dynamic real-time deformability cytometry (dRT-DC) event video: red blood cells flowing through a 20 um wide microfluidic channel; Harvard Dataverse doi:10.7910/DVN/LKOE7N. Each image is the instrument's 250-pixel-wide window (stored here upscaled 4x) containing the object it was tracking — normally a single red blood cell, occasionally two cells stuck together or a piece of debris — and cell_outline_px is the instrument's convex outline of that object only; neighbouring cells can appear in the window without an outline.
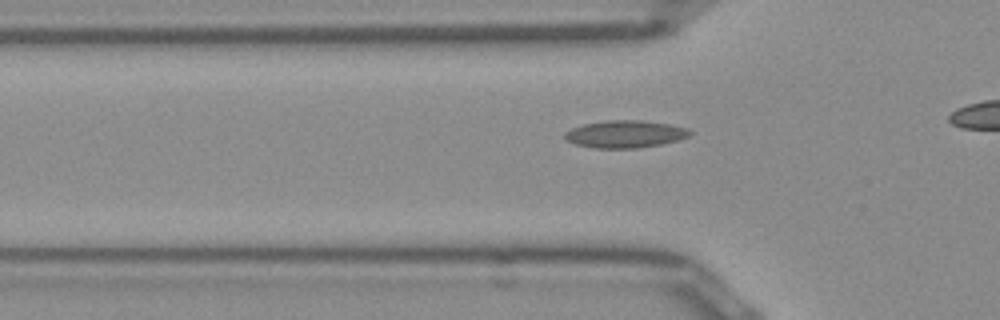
{"species": "Egyptian fruit bat (a non-hibernating species)", "species_latin": "Rousettus aegyptiacus", "temperature_condition": "room temperature", "stored_images_in_passage": 21, "camera_frame_rate_fps": 3000, "um_per_image_px": 0.085, "frame": {"image": 1, "passage_image": 12, "time_ms": 3.667, "image_size_px": [1000, 320], "cell_outline_px": [[692, 132], [688, 136], [676, 140], [660, 144], [636, 148], [592, 148], [576, 144], [564, 140], [564, 132], [572, 128], [584, 124], [604, 120], [640, 120], [672, 124], [688, 128]], "centroid_in_image_um": [53.1, 11.39], "position_along_channel_um": 72.7, "area_um2": 20.0}}